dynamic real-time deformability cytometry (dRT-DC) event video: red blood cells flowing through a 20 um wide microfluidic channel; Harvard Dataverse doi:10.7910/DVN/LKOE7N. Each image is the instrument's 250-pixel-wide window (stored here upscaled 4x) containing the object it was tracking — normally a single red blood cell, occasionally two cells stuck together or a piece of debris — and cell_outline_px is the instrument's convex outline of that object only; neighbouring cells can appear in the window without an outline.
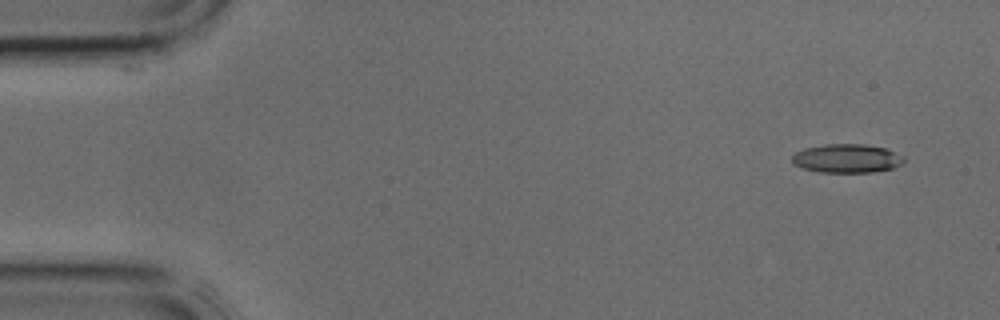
{"species": "common noctule bat (a hibernating species)", "species_latin": "Nyctalus noctula", "temperature_condition": "cold", "stored_images_in_passage": 4, "camera_frame_rate_fps": 3000, "um_per_image_px": 0.085, "animal": {"sex": "male", "body_mass_g": 17.9, "forearm_length_mm": 54.2}, "frame": {"image": 1, "passage_image": 1, "time_ms": 0.0, "image_size_px": [1000, 320], "cell_outline_px": [[904, 164], [892, 168], [872, 172], [820, 172], [804, 168], [792, 164], [792, 156], [796, 152], [804, 148], [824, 144], [864, 144], [884, 148], [900, 156], [904, 160]], "centroid_in_image_um": [71.94, 13.46], "position_along_channel_um": 13.1, "area_um2": 18.55}}
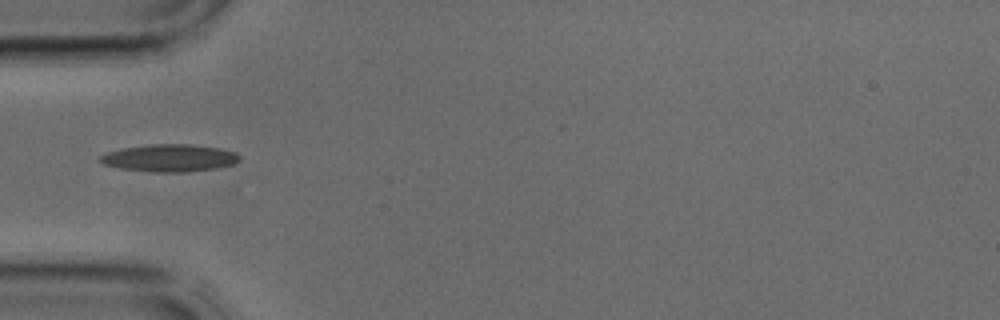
{"frame": {"image": 2, "passage_image": 4, "time_ms": 1.0, "image_size_px": [1000, 320], "cell_outline_px": [[240, 160], [236, 164], [216, 168], [184, 172], [156, 172], [120, 168], [104, 164], [100, 160], [100, 156], [108, 152], [124, 148], [152, 144], [188, 144], [220, 148], [236, 152], [240, 156]], "centroid_in_image_um": [14.48, 13.43], "position_along_channel_um": 70.5, "area_um2": 22.08}}